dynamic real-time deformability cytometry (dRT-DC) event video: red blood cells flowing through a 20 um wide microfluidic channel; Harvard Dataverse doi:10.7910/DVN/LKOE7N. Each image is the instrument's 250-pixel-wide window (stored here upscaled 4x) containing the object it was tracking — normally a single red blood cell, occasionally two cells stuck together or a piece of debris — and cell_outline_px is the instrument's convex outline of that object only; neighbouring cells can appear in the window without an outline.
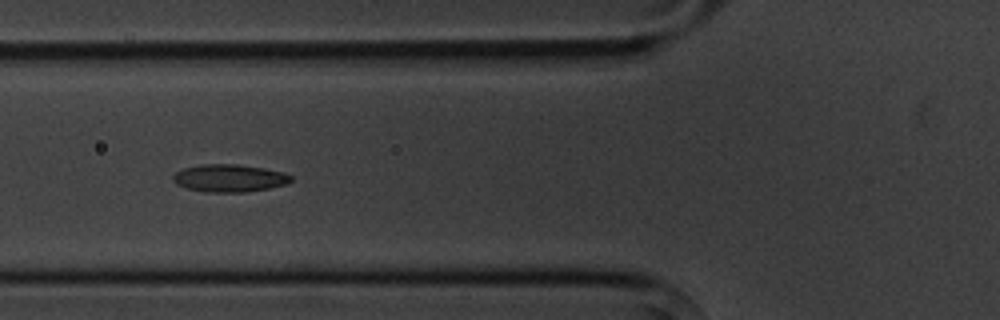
{"species": "common noctule bat (a hibernating species)", "species_latin": "Nyctalus noctula", "temperature_condition": "cold", "stored_images_in_passage": 8, "camera_frame_rate_fps": 3000, "um_per_image_px": 0.085, "animal": {"sex": "male", "body_mass_g": 20.1, "forearm_length_mm": 53.5}, "frame": {"image": 1, "passage_image": 5, "time_ms": 4.667, "image_size_px": [1000, 320], "cell_outline_px": [[292, 180], [288, 184], [268, 188], [244, 192], [204, 192], [188, 188], [176, 184], [172, 180], [172, 176], [176, 172], [184, 168], [200, 164], [236, 164], [264, 168], [280, 172], [292, 176]], "centroid_in_image_um": [19.47, 15.14], "position_along_channel_um": 106.3, "area_um2": 18.9}}
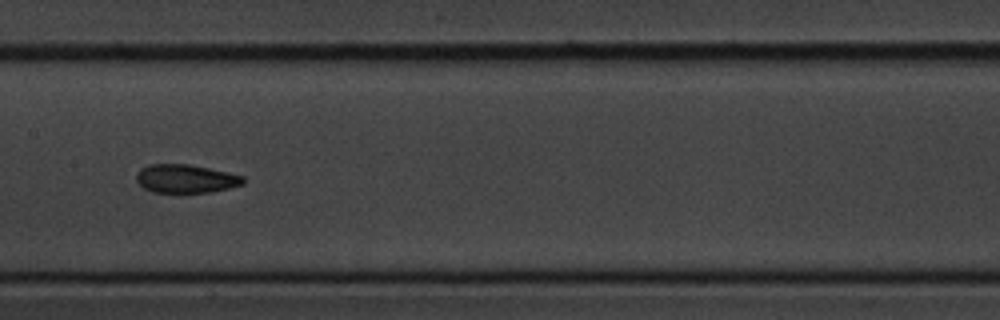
{"frame": {"image": 2, "passage_image": 7, "time_ms": 7.0, "image_size_px": [1000, 320], "cell_outline_px": [[244, 184], [228, 188], [208, 192], [152, 192], [144, 188], [136, 180], [136, 172], [140, 168], [148, 164], [188, 164], [208, 168], [244, 176]], "centroid_in_image_um": [15.75, 15.18], "position_along_channel_um": 191.7, "area_um2": 17.63}}
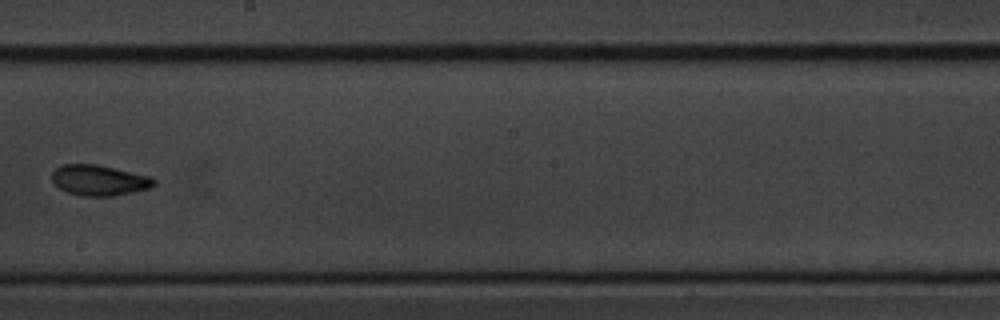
{"frame": {"image": 3, "passage_image": 8, "time_ms": 8.333, "image_size_px": [1000, 320], "cell_outline_px": [[156, 184], [148, 188], [132, 192], [112, 196], [80, 196], [68, 192], [52, 184], [52, 172], [60, 164], [96, 164], [152, 176], [156, 180]], "centroid_in_image_um": [8.41, 15.31], "position_along_channel_um": 239.8, "area_um2": 18.32}}